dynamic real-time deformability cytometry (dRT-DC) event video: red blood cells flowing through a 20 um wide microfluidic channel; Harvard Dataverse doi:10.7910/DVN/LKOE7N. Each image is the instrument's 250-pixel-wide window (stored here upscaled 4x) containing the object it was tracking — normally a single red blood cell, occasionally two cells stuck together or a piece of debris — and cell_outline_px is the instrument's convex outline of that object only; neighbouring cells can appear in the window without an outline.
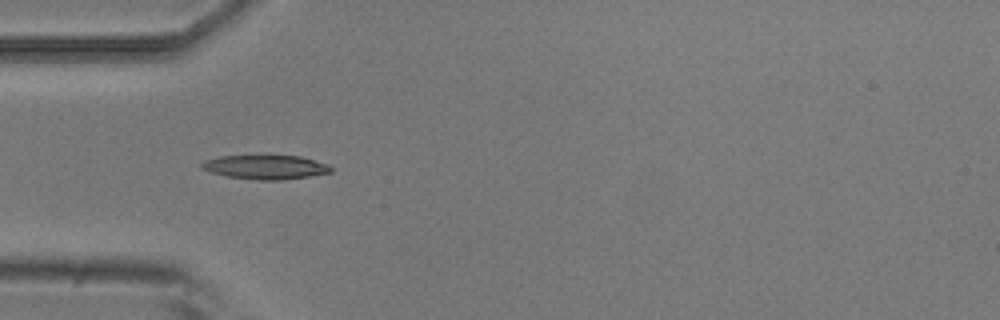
{"species": "common noctule bat (a hibernating species)", "species_latin": "Nyctalus noctula", "temperature_condition": "room temperature", "stored_images_in_passage": 6, "camera_frame_rate_fps": 3000, "um_per_image_px": 0.085, "animal": {"sex": "male", "body_mass_g": 20.5, "forearm_length_mm": 52.5}, "frame": {"image": 1, "passage_image": 5, "time_ms": 1.333, "image_size_px": [1000, 320], "cell_outline_px": [[332, 172], [308, 176], [280, 180], [256, 180], [224, 176], [208, 172], [200, 168], [200, 164], [204, 160], [220, 156], [268, 152], [300, 156], [328, 164], [332, 168]], "centroid_in_image_um": [22.5, 14.15], "position_along_channel_um": 62.5, "area_um2": 19.36}}
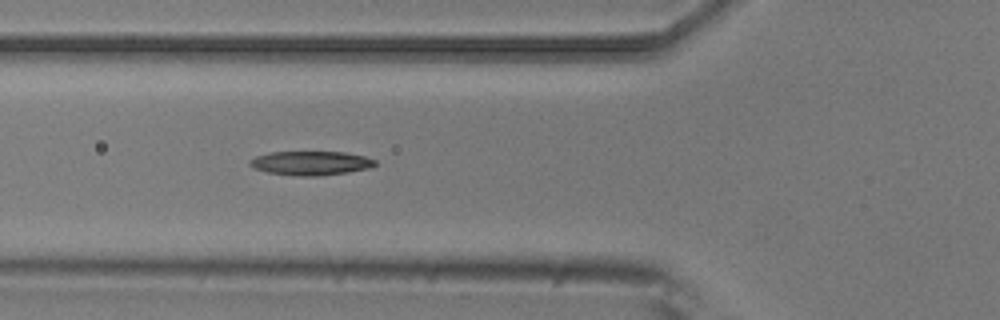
{"frame": {"image": 2, "passage_image": 6, "time_ms": 1.667, "image_size_px": [1000, 320], "cell_outline_px": [[376, 164], [368, 168], [348, 172], [316, 176], [300, 176], [268, 172], [252, 168], [248, 164], [248, 160], [256, 156], [268, 152], [344, 152], [364, 156], [376, 160]], "centroid_in_image_um": [26.37, 13.86], "position_along_channel_um": 99.4, "area_um2": 17.51}}